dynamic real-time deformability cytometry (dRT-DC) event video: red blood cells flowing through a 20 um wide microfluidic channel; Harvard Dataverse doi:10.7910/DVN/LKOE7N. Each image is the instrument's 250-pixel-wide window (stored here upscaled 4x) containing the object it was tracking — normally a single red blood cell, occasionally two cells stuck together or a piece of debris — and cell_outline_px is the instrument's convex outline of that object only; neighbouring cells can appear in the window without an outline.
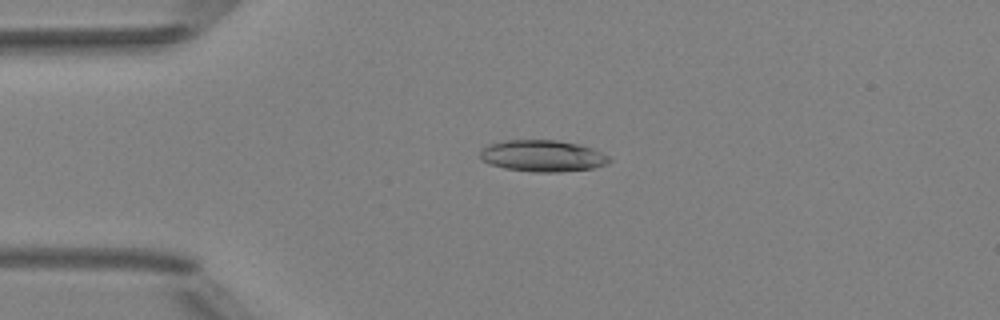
{"species": "Egyptian fruit bat (a non-hibernating species)", "species_latin": "Rousettus aegyptiacus", "temperature_condition": "room temperature", "stored_images_in_passage": 4, "camera_frame_rate_fps": 3000, "um_per_image_px": 0.085, "animal": {"sex": "female"}, "frame": {"image": 1, "passage_image": 4, "time_ms": 3.333, "image_size_px": [1000, 320], "cell_outline_px": [[612, 160], [608, 164], [592, 168], [560, 172], [532, 172], [504, 168], [488, 164], [480, 160], [480, 148], [488, 144], [504, 140], [556, 140], [580, 144], [592, 148], [608, 156]], "centroid_in_image_um": [46.08, 13.25], "position_along_channel_um": 38.9, "area_um2": 24.04}}